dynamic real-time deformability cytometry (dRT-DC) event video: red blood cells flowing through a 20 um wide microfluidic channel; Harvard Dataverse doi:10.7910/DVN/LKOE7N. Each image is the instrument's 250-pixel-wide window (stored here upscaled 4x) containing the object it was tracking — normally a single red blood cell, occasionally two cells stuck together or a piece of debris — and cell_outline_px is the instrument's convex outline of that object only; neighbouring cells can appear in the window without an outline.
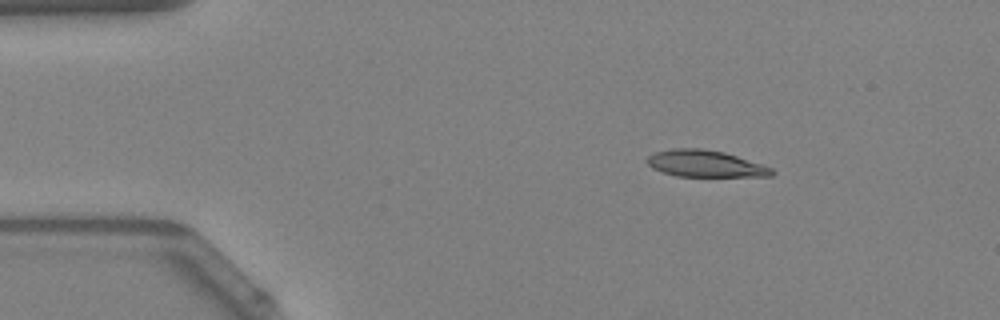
{"species": "Egyptian fruit bat (a non-hibernating species)", "species_latin": "Rousettus aegyptiacus", "temperature_condition": "warm", "stored_images_in_passage": 43, "camera_frame_rate_fps": 3000, "um_per_image_px": 0.085, "animal": {"sex": "female"}, "frame": {"image": 1, "passage_image": 1, "time_ms": 0.0, "image_size_px": [1000, 320], "cell_outline_px": [[776, 172], [772, 176], [676, 176], [652, 168], [648, 164], [648, 156], [656, 152], [672, 148], [700, 148], [724, 152], [772, 168]], "centroid_in_image_um": [59.94, 13.91], "position_along_channel_um": 25.1, "area_um2": 19.13}}
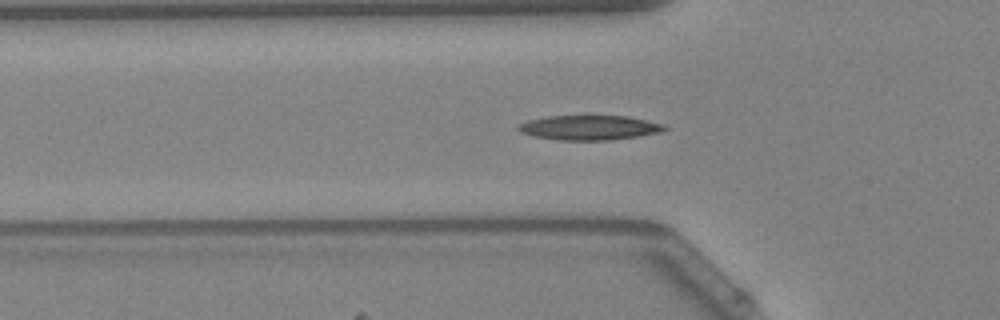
{"frame": {"image": 2, "passage_image": 10, "time_ms": 3.0, "image_size_px": [1000, 320], "cell_outline_px": [[668, 128], [660, 132], [640, 136], [612, 140], [556, 140], [532, 136], [520, 132], [516, 128], [520, 124], [528, 120], [544, 116], [628, 116], [664, 124]], "centroid_in_image_um": [50.08, 10.85], "position_along_channel_um": 75.7, "area_um2": 21.15}}
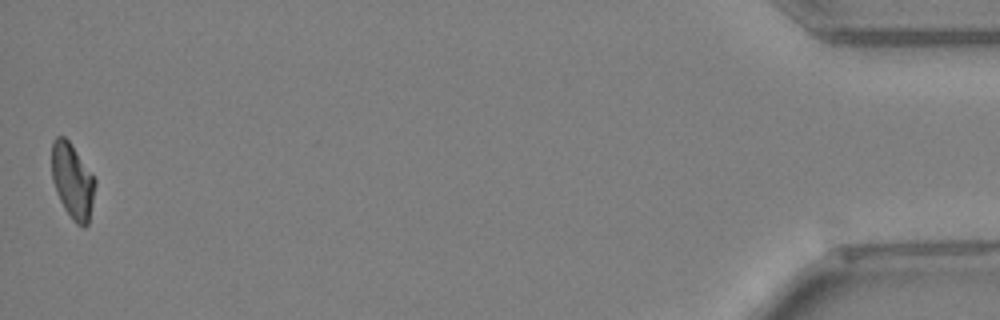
{"frame": {"image": 3, "passage_image": 43, "time_ms": 14.0, "image_size_px": [1000, 320], "cell_outline_px": [[96, 184], [88, 224], [84, 228], [76, 224], [72, 220], [64, 208], [60, 200], [52, 180], [52, 144], [56, 136], [64, 136], [68, 140], [96, 180]], "centroid_in_image_um": [6.16, 15.41], "position_along_channel_um": 429.0, "area_um2": 18.79}, "authors_computed_cell_mechanics": {"area_um2": 19.7676, "velocity_mm_per_s": 4.0777, "shape_relaxation_time_tau1_ms": 9.61, "shape_relaxation_time_tau2_ms": 6.4079, "deformation_change_tau1": 0.2423, "deformation_change_tau2": 0.1453}}